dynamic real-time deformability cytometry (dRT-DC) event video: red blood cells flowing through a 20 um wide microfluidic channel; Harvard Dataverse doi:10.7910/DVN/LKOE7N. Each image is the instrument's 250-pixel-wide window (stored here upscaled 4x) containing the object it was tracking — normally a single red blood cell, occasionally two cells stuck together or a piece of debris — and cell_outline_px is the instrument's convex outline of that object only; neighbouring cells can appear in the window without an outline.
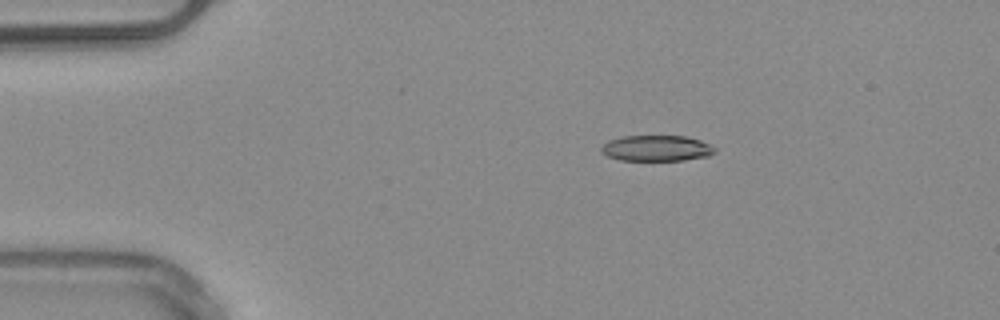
{"species": "common noctule bat (a hibernating species)", "species_latin": "Nyctalus noctula", "temperature_condition": "warm", "stored_images_in_passage": 4, "camera_frame_rate_fps": 3000, "um_per_image_px": 0.085, "animal": {"sex": "male", "body_mass_g": 20.4}, "frame": {"image": 1, "passage_image": 2, "time_ms": 1.333, "image_size_px": [1000, 320], "cell_outline_px": [[716, 152], [708, 156], [684, 160], [620, 160], [608, 156], [600, 152], [600, 148], [608, 140], [620, 136], [684, 136], [700, 140], [716, 148]], "centroid_in_image_um": [55.78, 12.6], "position_along_channel_um": 29.2, "area_um2": 17.11}}